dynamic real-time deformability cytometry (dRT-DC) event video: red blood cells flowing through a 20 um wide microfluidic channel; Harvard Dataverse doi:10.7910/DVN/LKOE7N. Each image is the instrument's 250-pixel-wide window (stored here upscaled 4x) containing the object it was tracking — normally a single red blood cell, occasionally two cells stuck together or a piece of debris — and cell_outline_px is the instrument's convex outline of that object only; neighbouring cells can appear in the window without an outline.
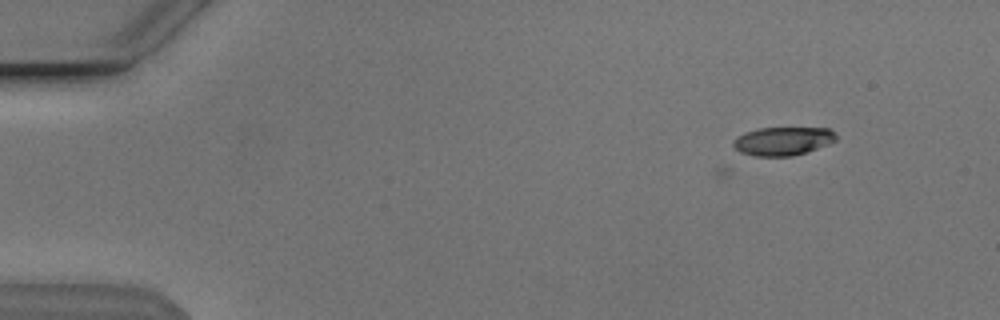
{"species": "Egyptian fruit bat (a non-hibernating species)", "species_latin": "Rousettus aegyptiacus", "temperature_condition": "cold", "stored_images_in_passage": 4, "camera_frame_rate_fps": 3000, "um_per_image_px": 0.085, "animal": {"sex": "male"}, "frame": {"image": 1, "passage_image": 1, "time_ms": 0.0, "image_size_px": [1000, 320], "cell_outline_px": [[836, 140], [828, 144], [792, 156], [756, 156], [740, 152], [732, 144], [732, 140], [736, 136], [760, 128], [828, 128], [836, 136]], "centroid_in_image_um": [66.5, 11.99], "position_along_channel_um": 18.5, "area_um2": 16.76}}